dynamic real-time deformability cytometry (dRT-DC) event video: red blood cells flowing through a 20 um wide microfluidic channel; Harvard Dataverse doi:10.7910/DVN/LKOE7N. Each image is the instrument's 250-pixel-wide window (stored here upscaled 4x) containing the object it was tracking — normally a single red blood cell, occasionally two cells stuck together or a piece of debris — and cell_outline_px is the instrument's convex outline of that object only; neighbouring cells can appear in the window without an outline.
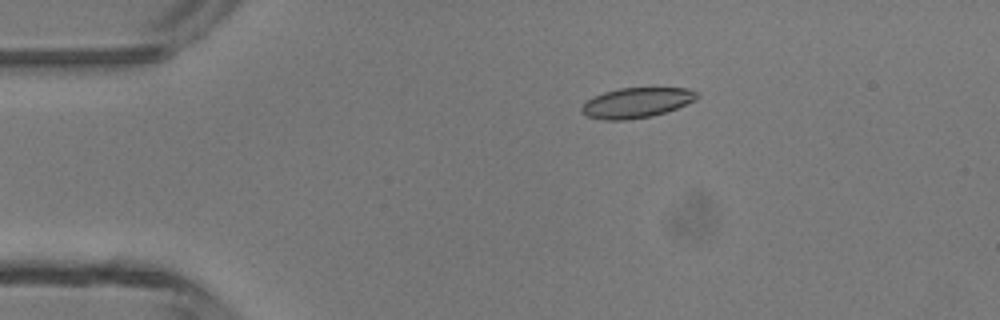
{"species": "common noctule bat (a hibernating species)", "species_latin": "Nyctalus noctula", "temperature_condition": "room temperature", "stored_images_in_passage": 2, "camera_frame_rate_fps": 3000, "um_per_image_px": 0.085, "animal": {"sex": "male", "body_mass_g": 13.3}, "frame": {"image": 1, "passage_image": 1, "time_ms": 0.0, "image_size_px": [1000, 320], "cell_outline_px": [[700, 96], [696, 100], [676, 108], [652, 116], [628, 120], [604, 120], [588, 116], [580, 112], [580, 108], [592, 96], [604, 92], [620, 88], [688, 88], [700, 92]], "centroid_in_image_um": [54.12, 8.73], "position_along_channel_um": 30.9, "area_um2": 20.35}}